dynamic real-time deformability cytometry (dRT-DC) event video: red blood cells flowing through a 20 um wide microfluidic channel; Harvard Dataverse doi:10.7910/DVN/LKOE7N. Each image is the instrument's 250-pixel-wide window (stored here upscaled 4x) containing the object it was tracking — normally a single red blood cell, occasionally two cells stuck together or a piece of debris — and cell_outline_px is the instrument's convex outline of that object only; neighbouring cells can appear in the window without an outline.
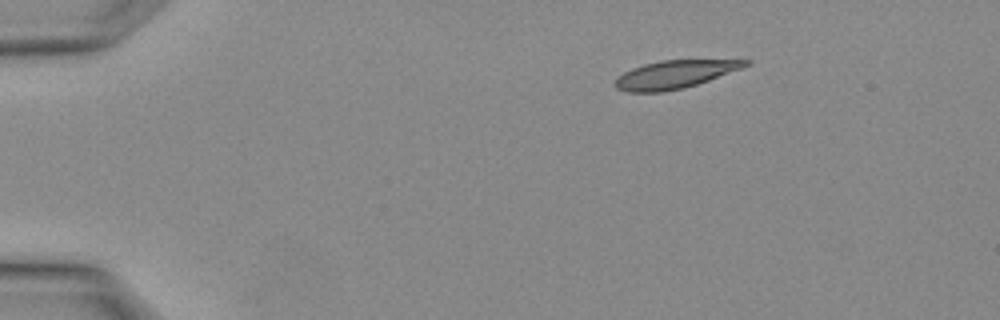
{"species": "Egyptian fruit bat (a non-hibernating species)", "species_latin": "Rousettus aegyptiacus", "temperature_condition": "warm", "stored_images_in_passage": 3, "camera_frame_rate_fps": 3000, "um_per_image_px": 0.085, "animal": {"sex": "female"}, "frame": {"image": 1, "passage_image": 2, "time_ms": 0.333, "image_size_px": [1000, 320], "cell_outline_px": [[752, 64], [708, 80], [684, 88], [664, 92], [628, 92], [616, 88], [612, 84], [616, 76], [632, 68], [644, 64], [660, 60], [752, 60]], "centroid_in_image_um": [57.29, 6.33], "position_along_channel_um": 27.7, "area_um2": 21.27}}